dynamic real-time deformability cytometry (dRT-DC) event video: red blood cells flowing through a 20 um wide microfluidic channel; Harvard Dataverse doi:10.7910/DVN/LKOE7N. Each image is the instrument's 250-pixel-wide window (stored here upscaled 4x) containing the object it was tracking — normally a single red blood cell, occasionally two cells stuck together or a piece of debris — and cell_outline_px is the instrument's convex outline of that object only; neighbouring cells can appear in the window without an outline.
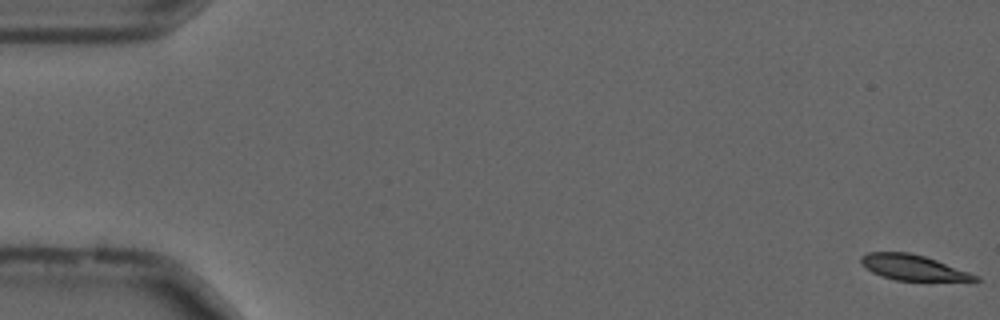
{"species": "common noctule bat (a hibernating species)", "species_latin": "Nyctalus noctula", "temperature_condition": "cold", "stored_images_in_passage": 48, "camera_frame_rate_fps": 3000, "um_per_image_px": 0.085, "animal": {"sex": "male", "forearm_length_mm": 52.5}, "frame": {"image": 1, "passage_image": 1, "time_ms": 0.0, "image_size_px": [1000, 320], "cell_outline_px": [[980, 280], [976, 284], [928, 284], [896, 280], [880, 276], [872, 272], [860, 260], [860, 256], [868, 252], [908, 252], [924, 256], [936, 260], [980, 276]], "centroid_in_image_um": [77.86, 22.85], "position_along_channel_um": 7.1, "area_um2": 18.44}}
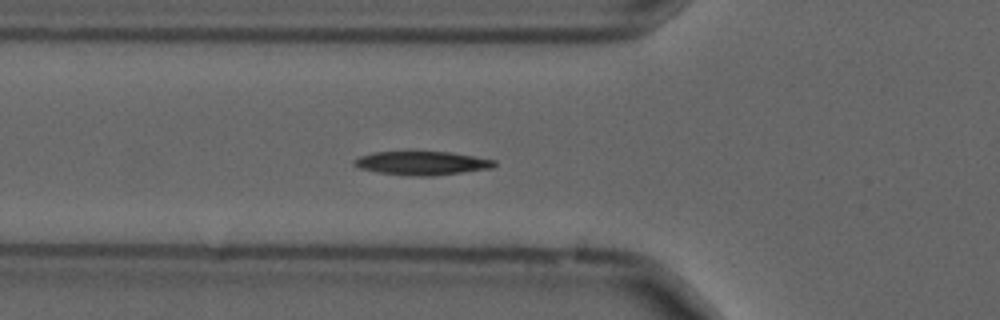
{"frame": {"image": 2, "passage_image": 20, "time_ms": 6.333, "image_size_px": [1000, 320], "cell_outline_px": [[496, 164], [492, 168], [436, 176], [412, 176], [380, 172], [360, 168], [352, 164], [360, 156], [372, 152], [448, 152], [496, 160]], "centroid_in_image_um": [35.89, 13.87], "position_along_channel_um": 89.9, "area_um2": 19.13}}
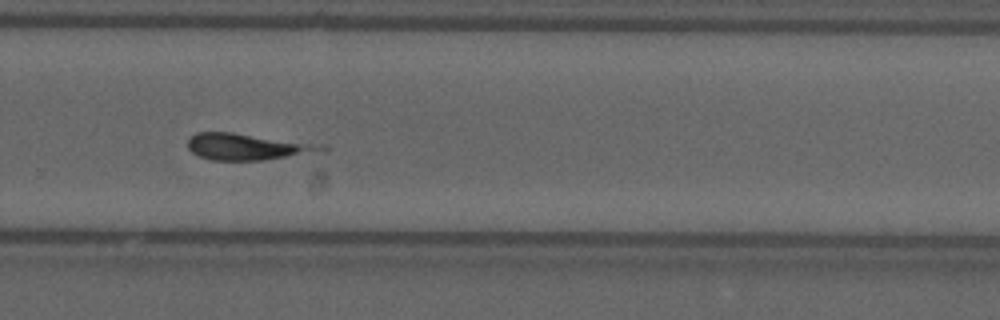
{"frame": {"image": 3, "passage_image": 38, "time_ms": 12.333, "image_size_px": [1000, 320], "cell_outline_px": [[328, 148], [324, 152], [264, 160], [208, 160], [192, 152], [188, 148], [188, 136], [196, 132], [232, 132], [308, 144]], "centroid_in_image_um": [20.88, 12.49], "position_along_channel_um": 308.9, "area_um2": 20.11}}